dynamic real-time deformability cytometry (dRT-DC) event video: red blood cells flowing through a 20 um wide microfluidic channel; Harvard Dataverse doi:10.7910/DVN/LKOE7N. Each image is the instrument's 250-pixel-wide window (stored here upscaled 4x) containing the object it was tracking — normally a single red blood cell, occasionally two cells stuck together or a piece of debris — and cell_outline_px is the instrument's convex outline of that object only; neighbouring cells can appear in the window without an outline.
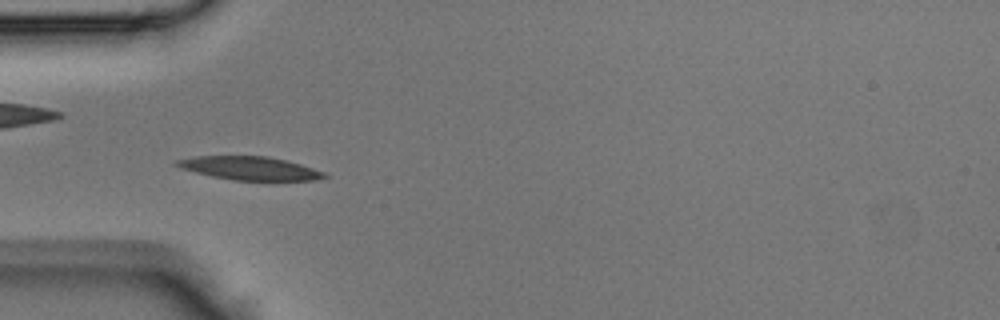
{"species": "Egyptian fruit bat (a non-hibernating species)", "species_latin": "Rousettus aegyptiacus", "temperature_condition": "room temperature", "stored_images_in_passage": 40, "camera_frame_rate_fps": 3000, "um_per_image_px": 0.085, "animal": {"sex": "male"}, "frame": {"image": 1, "passage_image": 10, "time_ms": 3.0, "image_size_px": [1000, 320], "cell_outline_px": [[328, 176], [312, 180], [236, 180], [212, 176], [180, 168], [172, 164], [172, 160], [192, 156], [268, 156], [288, 160], [324, 172]], "centroid_in_image_um": [21.15, 14.28], "position_along_channel_um": 63.9, "area_um2": 20.11}}
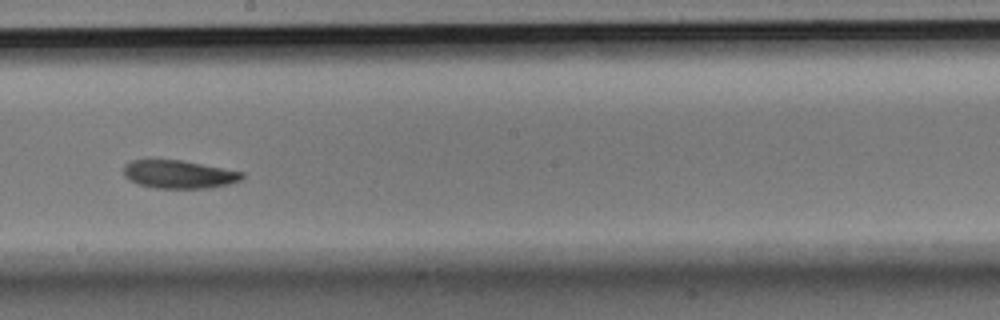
{"frame": {"image": 2, "passage_image": 21, "time_ms": 6.667, "image_size_px": [1000, 320], "cell_outline_px": [[244, 176], [240, 180], [228, 184], [208, 188], [156, 188], [140, 184], [128, 180], [124, 176], [124, 164], [132, 160], [184, 160], [244, 172]], "centroid_in_image_um": [15.21, 14.81], "position_along_channel_um": 233.0, "area_um2": 19.42}}
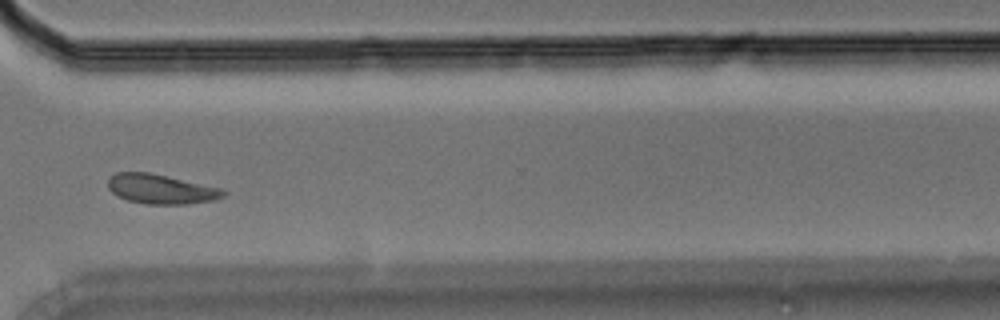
{"frame": {"image": 3, "passage_image": 29, "time_ms": 9.333, "image_size_px": [1000, 320], "cell_outline_px": [[228, 192], [224, 196], [216, 200], [188, 204], [148, 204], [128, 200], [112, 192], [108, 188], [108, 176], [116, 172], [148, 172], [220, 188]], "centroid_in_image_um": [13.68, 16.07], "position_along_channel_um": 356.9, "area_um2": 19.77}}